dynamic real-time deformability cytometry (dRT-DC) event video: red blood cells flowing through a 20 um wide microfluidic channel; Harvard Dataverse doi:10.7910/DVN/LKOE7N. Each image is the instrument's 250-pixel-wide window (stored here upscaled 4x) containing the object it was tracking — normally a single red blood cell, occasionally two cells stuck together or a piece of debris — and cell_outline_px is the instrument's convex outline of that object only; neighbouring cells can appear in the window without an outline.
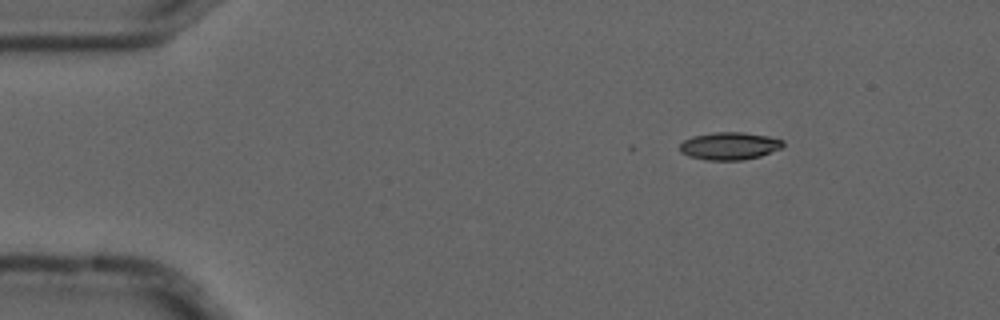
{"species": "common noctule bat (a hibernating species)", "species_latin": "Nyctalus noctula", "temperature_condition": "cold", "stored_images_in_passage": 6, "camera_frame_rate_fps": 3000, "um_per_image_px": 0.085, "animal": {"sex": "male", "forearm_length_mm": 52.5}, "frame": {"image": 1, "passage_image": 1, "time_ms": 0.0, "image_size_px": [1000, 320], "cell_outline_px": [[784, 144], [780, 148], [760, 156], [740, 160], [704, 160], [688, 156], [680, 152], [680, 144], [684, 140], [692, 136], [712, 132], [740, 132], [768, 136], [784, 140]], "centroid_in_image_um": [61.97, 12.4], "position_along_channel_um": 23.0, "area_um2": 16.59}}
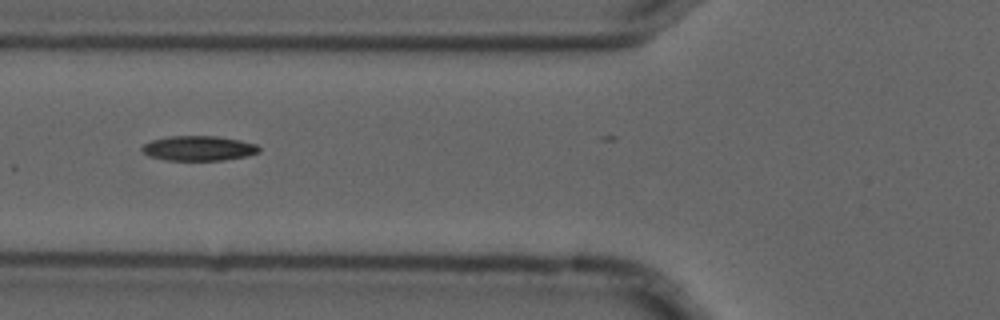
{"frame": {"image": 2, "passage_image": 4, "time_ms": 1.0, "image_size_px": [1000, 320], "cell_outline_px": [[260, 152], [248, 156], [224, 160], [164, 160], [148, 156], [140, 148], [144, 144], [152, 140], [172, 136], [216, 136], [240, 140], [256, 144], [260, 148]], "centroid_in_image_um": [16.9, 12.61], "position_along_channel_um": 108.9, "area_um2": 16.99}}
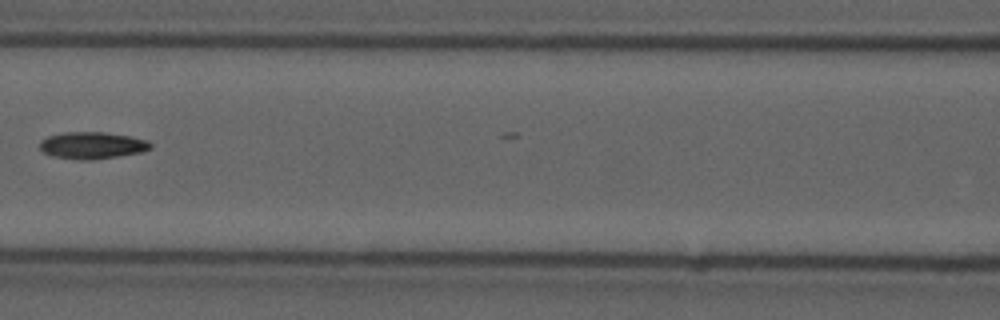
{"frame": {"image": 3, "passage_image": 5, "time_ms": 1.333, "image_size_px": [1000, 320], "cell_outline_px": [[152, 148], [140, 152], [92, 160], [80, 160], [52, 156], [44, 152], [40, 148], [40, 140], [48, 136], [64, 132], [104, 132], [132, 136], [148, 140], [152, 144]], "centroid_in_image_um": [7.84, 12.35], "position_along_channel_um": 158.8, "area_um2": 17.4}}